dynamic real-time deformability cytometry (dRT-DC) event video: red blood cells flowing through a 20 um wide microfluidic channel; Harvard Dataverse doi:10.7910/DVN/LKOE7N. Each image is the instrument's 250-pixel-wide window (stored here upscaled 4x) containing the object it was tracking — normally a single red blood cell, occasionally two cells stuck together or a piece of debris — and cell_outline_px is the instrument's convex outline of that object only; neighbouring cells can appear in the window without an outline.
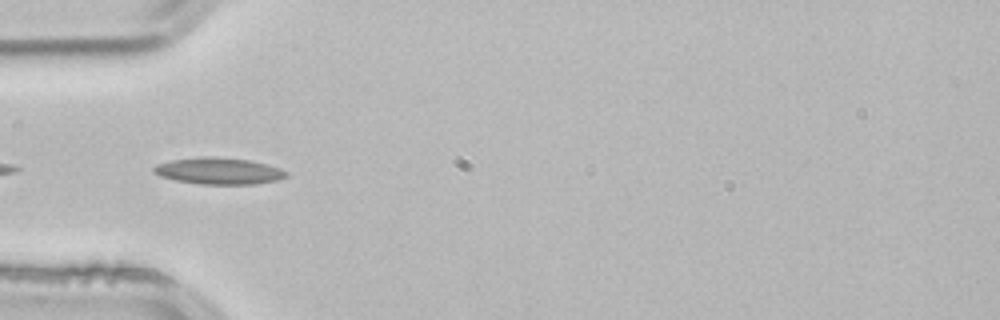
{"species": "common noctule bat (a hibernating species)", "species_latin": "Nyctalus noctula", "temperature_condition": "room temperature", "stored_images_in_passage": 3, "camera_frame_rate_fps": 3000, "um_per_image_px": 0.085, "animal": {"sex": "male", "body_mass_g": 21.5, "forearm_length_mm": 52.0}, "frame": {"image": 1, "passage_image": 3, "time_ms": 0.667, "image_size_px": [1000, 320], "cell_outline_px": [[288, 176], [276, 180], [256, 184], [200, 184], [176, 180], [160, 176], [152, 172], [152, 168], [156, 164], [172, 160], [204, 156], [216, 156], [248, 160], [268, 164], [280, 168], [288, 172]], "centroid_in_image_um": [18.59, 14.53], "position_along_channel_um": 66.4, "area_um2": 20.63}}